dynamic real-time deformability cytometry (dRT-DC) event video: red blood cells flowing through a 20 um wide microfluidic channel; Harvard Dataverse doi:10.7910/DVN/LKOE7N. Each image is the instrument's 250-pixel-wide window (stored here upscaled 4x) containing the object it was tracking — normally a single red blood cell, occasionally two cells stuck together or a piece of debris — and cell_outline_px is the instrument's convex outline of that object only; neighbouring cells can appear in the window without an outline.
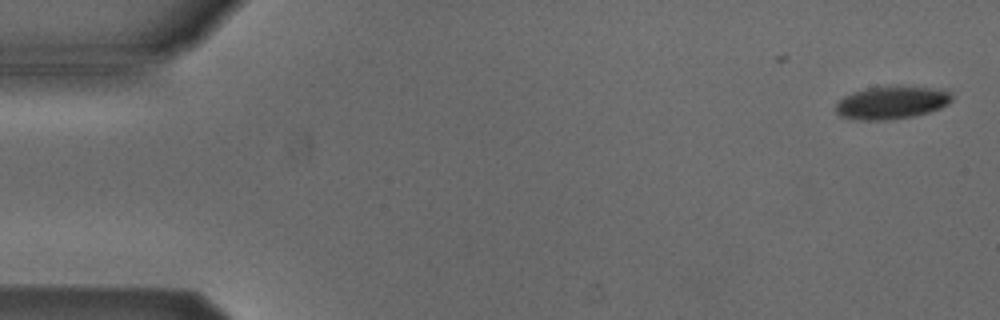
{"species": "Egyptian fruit bat (a non-hibernating species)", "species_latin": "Rousettus aegyptiacus", "temperature_condition": "cold", "stored_images_in_passage": 15, "camera_frame_rate_fps": 3000, "um_per_image_px": 0.085, "animal": {"sex": "male"}, "frame": {"image": 1, "passage_image": 2, "time_ms": 0.333, "image_size_px": [1000, 320], "cell_outline_px": [[952, 100], [948, 104], [940, 108], [928, 112], [912, 116], [884, 120], [860, 120], [840, 116], [836, 112], [836, 104], [844, 96], [852, 92], [868, 88], [948, 88], [952, 92]], "centroid_in_image_um": [75.82, 8.74], "position_along_channel_um": 9.2, "area_um2": 21.73}}